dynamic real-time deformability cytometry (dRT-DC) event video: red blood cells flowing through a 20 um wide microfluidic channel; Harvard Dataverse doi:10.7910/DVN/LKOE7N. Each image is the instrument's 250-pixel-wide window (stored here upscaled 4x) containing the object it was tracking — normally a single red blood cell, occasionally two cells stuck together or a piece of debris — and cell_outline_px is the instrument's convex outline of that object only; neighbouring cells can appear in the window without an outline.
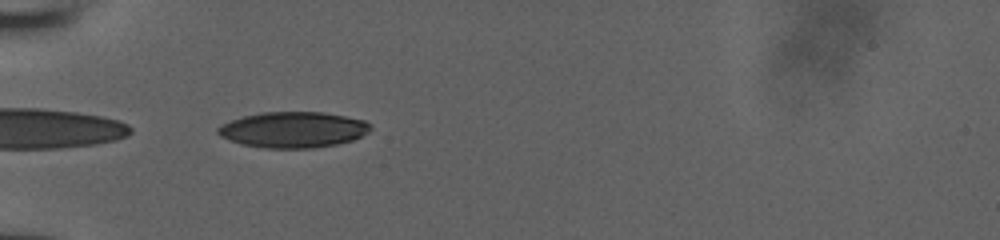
{"species": "human", "species_latin": "Homo sapiens", "temperature_condition": "room temperature", "stored_images_in_passage": 34, "camera_frame_rate_fps": 3000, "um_per_image_px": 0.085, "donor": {"sex": "male"}, "frame": {"image": 1, "passage_image": 1, "time_ms": 0.0, "image_size_px": [1000, 240], "cell_outline_px": [[372, 128], [368, 132], [352, 140], [336, 144], [312, 148], [264, 148], [240, 144], [220, 136], [216, 132], [216, 128], [232, 120], [244, 116], [260, 112], [324, 112], [364, 120], [372, 124]], "centroid_in_image_um": [24.92, 11.02], "position_along_channel_um": 60.1, "area_um2": 31.85}}
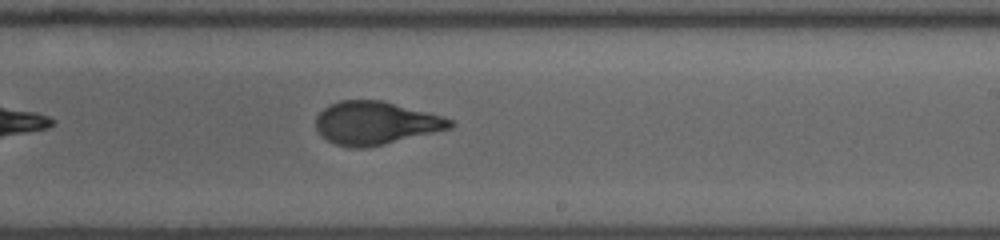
{"frame": {"image": 2, "passage_image": 16, "time_ms": 5.0, "image_size_px": [1000, 240], "cell_outline_px": [[456, 124], [452, 128], [368, 148], [352, 148], [336, 144], [320, 136], [316, 128], [316, 116], [328, 104], [340, 100], [384, 100], [440, 116], [452, 120]], "centroid_in_image_um": [31.9, 10.46], "position_along_channel_um": 257.1, "area_um2": 33.76}}
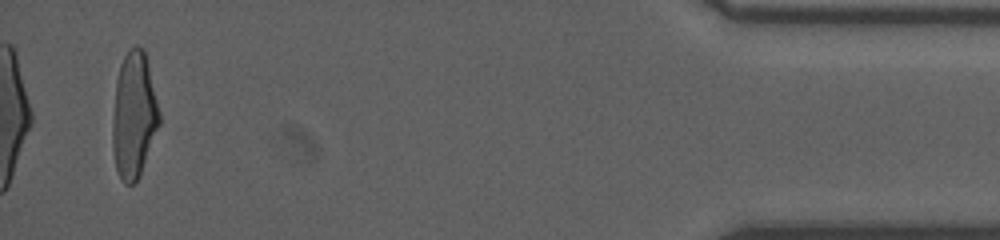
{"frame": {"image": 3, "passage_image": 33, "time_ms": 10.667, "image_size_px": [1000, 240], "cell_outline_px": [[160, 124], [140, 172], [136, 180], [132, 184], [124, 184], [116, 168], [112, 148], [112, 120], [116, 84], [120, 64], [128, 48], [132, 44], [136, 44], [144, 48], [160, 112]], "centroid_in_image_um": [11.37, 9.74], "position_along_channel_um": 423.8, "area_um2": 34.28}}